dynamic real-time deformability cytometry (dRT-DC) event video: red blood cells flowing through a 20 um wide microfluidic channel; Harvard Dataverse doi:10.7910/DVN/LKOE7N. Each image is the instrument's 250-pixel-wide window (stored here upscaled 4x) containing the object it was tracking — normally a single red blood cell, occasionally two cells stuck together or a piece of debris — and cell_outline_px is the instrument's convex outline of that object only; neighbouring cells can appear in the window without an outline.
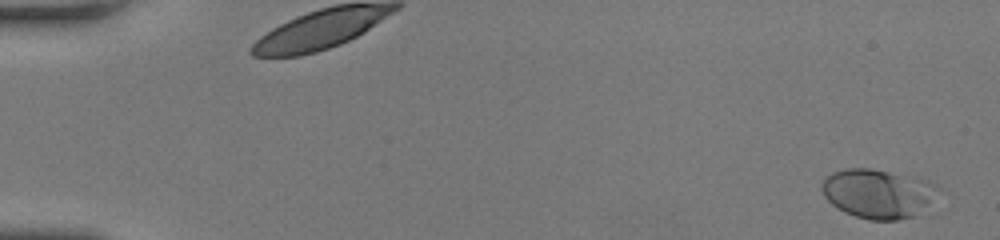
{"species": "human", "species_latin": "Homo sapiens", "temperature_condition": "room temperature", "stored_images_in_passage": 49, "camera_frame_rate_fps": 3000, "um_per_image_px": 0.085, "donor": {"sex": "female"}, "frame": {"image": 1, "passage_image": 1, "time_ms": 0.0, "image_size_px": [1000, 240], "cell_outline_px": [[940, 188], [916, 216], [896, 220], [868, 220], [844, 212], [832, 204], [824, 196], [820, 188], [820, 184], [824, 176], [832, 172], [844, 168], [872, 168], [916, 176], [928, 180], [936, 184]], "centroid_in_image_um": [74.58, 16.42], "position_along_channel_um": 10.4, "area_um2": 33.64}}
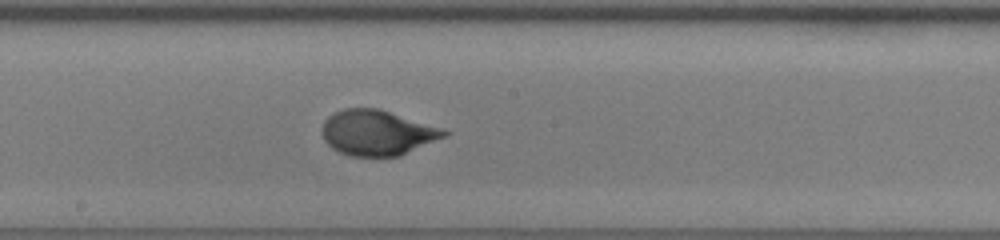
{"frame": {"image": 2, "passage_image": 29, "time_ms": 9.333, "image_size_px": [1000, 240], "cell_outline_px": [[452, 132], [448, 136], [400, 156], [352, 156], [340, 152], [332, 148], [324, 140], [320, 132], [320, 128], [324, 120], [328, 116], [344, 108], [380, 108], [444, 128]], "centroid_in_image_um": [32.1, 11.27], "position_along_channel_um": 216.1, "area_um2": 32.77}}
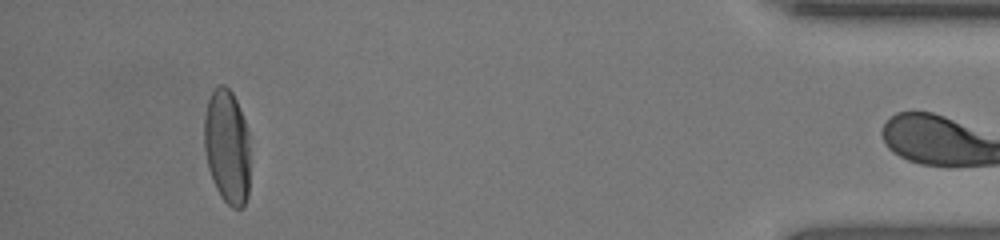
{"frame": {"image": 3, "passage_image": 48, "time_ms": 15.667, "image_size_px": [1000, 240], "cell_outline_px": [[248, 196], [244, 204], [240, 208], [232, 208], [220, 196], [212, 180], [208, 168], [204, 148], [204, 116], [208, 100], [212, 92], [220, 84], [224, 84], [232, 92], [240, 108], [248, 132]], "centroid_in_image_um": [19.28, 12.46], "position_along_channel_um": 415.9, "area_um2": 30.52}, "authors_computed_cell_mechanics": {"area_um2": 31.6744, "velocity_mm_per_s": 4.0984, "shape_relaxation_time_tau1_ms": 4.0165, "shape_relaxation_time_tau2_ms": null, "deformation_change_tau1": 0.2063, "deformation_change_tau2": null}}